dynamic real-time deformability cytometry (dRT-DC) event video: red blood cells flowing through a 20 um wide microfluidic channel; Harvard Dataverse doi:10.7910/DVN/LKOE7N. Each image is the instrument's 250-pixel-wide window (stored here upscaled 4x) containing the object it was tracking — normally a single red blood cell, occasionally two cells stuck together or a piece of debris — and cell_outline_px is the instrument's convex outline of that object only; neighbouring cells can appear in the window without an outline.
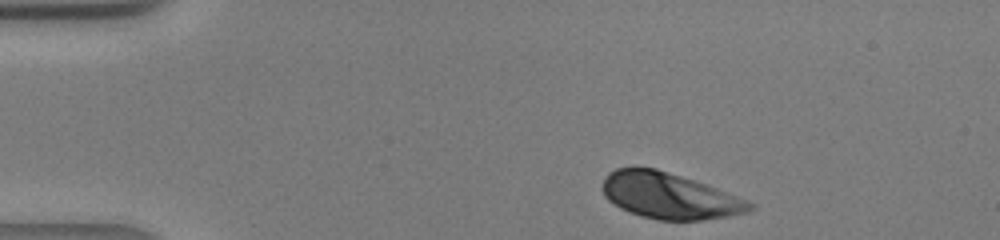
{"species": "human", "species_latin": "Homo sapiens", "temperature_condition": "warm", "stored_images_in_passage": 30, "camera_frame_rate_fps": 3000, "um_per_image_px": 0.085, "donor": {"sex": "male"}, "frame": {"image": 1, "passage_image": 1, "time_ms": 0.0, "image_size_px": [1000, 240], "cell_outline_px": [[756, 208], [748, 212], [728, 216], [704, 220], [660, 220], [640, 216], [620, 208], [608, 200], [604, 196], [600, 188], [604, 176], [608, 172], [616, 168], [656, 168], [716, 188], [756, 204]], "centroid_in_image_um": [56.86, 16.65], "position_along_channel_um": 28.1, "area_um2": 39.42}}
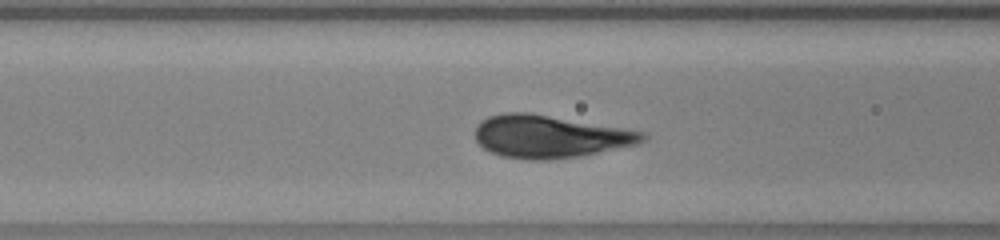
{"frame": {"image": 2, "passage_image": 11, "time_ms": 3.333, "image_size_px": [1000, 240], "cell_outline_px": [[648, 140], [636, 144], [580, 156], [548, 160], [528, 160], [500, 156], [484, 148], [476, 140], [476, 128], [480, 120], [488, 116], [504, 112], [528, 112], [644, 132], [648, 136]], "centroid_in_image_um": [46.71, 11.6], "position_along_channel_um": 119.9, "area_um2": 41.38}}
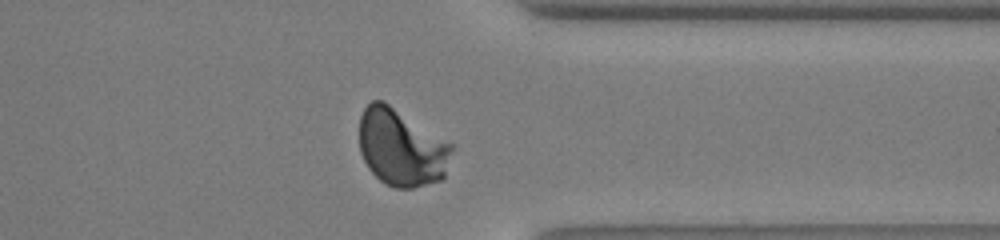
{"frame": {"image": 3, "passage_image": 27, "time_ms": 8.667, "image_size_px": [1000, 240], "cell_outline_px": [[456, 144], [444, 176], [440, 180], [412, 188], [396, 188], [384, 184], [368, 168], [360, 152], [360, 116], [364, 108], [372, 100], [384, 100]], "centroid_in_image_um": [34.16, 12.52], "position_along_channel_um": 377.2, "area_um2": 42.31}}